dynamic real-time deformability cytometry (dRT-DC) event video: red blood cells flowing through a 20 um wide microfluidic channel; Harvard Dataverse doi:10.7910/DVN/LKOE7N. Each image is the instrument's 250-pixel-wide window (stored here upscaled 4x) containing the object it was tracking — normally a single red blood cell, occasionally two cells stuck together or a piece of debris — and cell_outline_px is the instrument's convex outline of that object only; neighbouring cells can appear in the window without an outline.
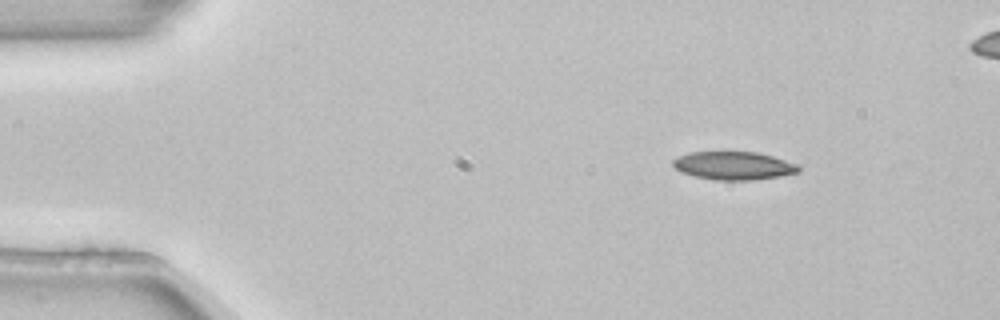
{"species": "common noctule bat (a hibernating species)", "species_latin": "Nyctalus noctula", "temperature_condition": "room temperature", "stored_images_in_passage": 3, "camera_frame_rate_fps": 3000, "um_per_image_px": 0.085, "animal": {"sex": "female", "body_mass_g": 22.7, "forearm_length_mm": 54.2}, "frame": {"image": 1, "passage_image": 1, "time_ms": 0.0, "image_size_px": [1000, 320], "cell_outline_px": [[800, 172], [756, 180], [716, 180], [692, 176], [680, 172], [672, 164], [672, 160], [688, 152], [756, 152], [772, 156], [796, 164], [800, 168]], "centroid_in_image_um": [62.33, 14.09], "position_along_channel_um": 22.7, "area_um2": 20.58}}